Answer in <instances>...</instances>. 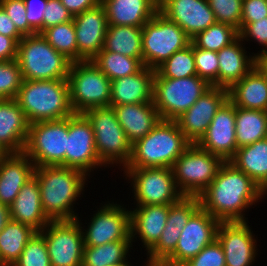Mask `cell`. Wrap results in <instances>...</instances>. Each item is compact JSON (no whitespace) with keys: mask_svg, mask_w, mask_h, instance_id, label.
Segmentation results:
<instances>
[{"mask_svg":"<svg viewBox=\"0 0 267 266\" xmlns=\"http://www.w3.org/2000/svg\"><path fill=\"white\" fill-rule=\"evenodd\" d=\"M111 81L139 72L143 63L137 59L103 48L91 60Z\"/></svg>","mask_w":267,"mask_h":266,"instance_id":"8d00e7d4","label":"cell"},{"mask_svg":"<svg viewBox=\"0 0 267 266\" xmlns=\"http://www.w3.org/2000/svg\"><path fill=\"white\" fill-rule=\"evenodd\" d=\"M22 38H11L0 34V61L17 58L18 43Z\"/></svg>","mask_w":267,"mask_h":266,"instance_id":"816d5d0a","label":"cell"},{"mask_svg":"<svg viewBox=\"0 0 267 266\" xmlns=\"http://www.w3.org/2000/svg\"><path fill=\"white\" fill-rule=\"evenodd\" d=\"M107 201L94 211L87 228L81 226L85 246H100L131 238V212L120 204Z\"/></svg>","mask_w":267,"mask_h":266,"instance_id":"9a60e30c","label":"cell"},{"mask_svg":"<svg viewBox=\"0 0 267 266\" xmlns=\"http://www.w3.org/2000/svg\"><path fill=\"white\" fill-rule=\"evenodd\" d=\"M34 176L46 216L51 221L75 220L78 214L73 204L83 194L88 176L81 170L62 166L35 167Z\"/></svg>","mask_w":267,"mask_h":266,"instance_id":"7a4b0ae2","label":"cell"},{"mask_svg":"<svg viewBox=\"0 0 267 266\" xmlns=\"http://www.w3.org/2000/svg\"><path fill=\"white\" fill-rule=\"evenodd\" d=\"M35 165L23 152L0 155V202L10 206L22 186L34 176Z\"/></svg>","mask_w":267,"mask_h":266,"instance_id":"cb8c5ba5","label":"cell"},{"mask_svg":"<svg viewBox=\"0 0 267 266\" xmlns=\"http://www.w3.org/2000/svg\"><path fill=\"white\" fill-rule=\"evenodd\" d=\"M229 162L261 187L267 181V138L238 148Z\"/></svg>","mask_w":267,"mask_h":266,"instance_id":"1f68e13d","label":"cell"},{"mask_svg":"<svg viewBox=\"0 0 267 266\" xmlns=\"http://www.w3.org/2000/svg\"><path fill=\"white\" fill-rule=\"evenodd\" d=\"M72 16L81 14L85 10L94 8L102 3V0H60Z\"/></svg>","mask_w":267,"mask_h":266,"instance_id":"f5cc1de1","label":"cell"},{"mask_svg":"<svg viewBox=\"0 0 267 266\" xmlns=\"http://www.w3.org/2000/svg\"><path fill=\"white\" fill-rule=\"evenodd\" d=\"M0 34L11 38H23L24 36L18 31L14 22L7 15L5 10L0 6Z\"/></svg>","mask_w":267,"mask_h":266,"instance_id":"db71d44e","label":"cell"},{"mask_svg":"<svg viewBox=\"0 0 267 266\" xmlns=\"http://www.w3.org/2000/svg\"><path fill=\"white\" fill-rule=\"evenodd\" d=\"M190 43L191 39L180 26L157 11L142 26L143 65L156 70Z\"/></svg>","mask_w":267,"mask_h":266,"instance_id":"ba28073f","label":"cell"},{"mask_svg":"<svg viewBox=\"0 0 267 266\" xmlns=\"http://www.w3.org/2000/svg\"><path fill=\"white\" fill-rule=\"evenodd\" d=\"M13 266H51L46 240L36 232Z\"/></svg>","mask_w":267,"mask_h":266,"instance_id":"60d3db41","label":"cell"},{"mask_svg":"<svg viewBox=\"0 0 267 266\" xmlns=\"http://www.w3.org/2000/svg\"><path fill=\"white\" fill-rule=\"evenodd\" d=\"M22 83L17 60L0 61V99L15 98Z\"/></svg>","mask_w":267,"mask_h":266,"instance_id":"b9f144b4","label":"cell"},{"mask_svg":"<svg viewBox=\"0 0 267 266\" xmlns=\"http://www.w3.org/2000/svg\"><path fill=\"white\" fill-rule=\"evenodd\" d=\"M194 60L197 76L206 80L211 86L218 87L219 60L217 52L194 45Z\"/></svg>","mask_w":267,"mask_h":266,"instance_id":"7bdbcfd3","label":"cell"},{"mask_svg":"<svg viewBox=\"0 0 267 266\" xmlns=\"http://www.w3.org/2000/svg\"><path fill=\"white\" fill-rule=\"evenodd\" d=\"M15 100L29 124L60 120L74 114L67 79L23 80Z\"/></svg>","mask_w":267,"mask_h":266,"instance_id":"3957f363","label":"cell"},{"mask_svg":"<svg viewBox=\"0 0 267 266\" xmlns=\"http://www.w3.org/2000/svg\"><path fill=\"white\" fill-rule=\"evenodd\" d=\"M0 6L5 10L16 28L23 36L33 35L36 32L30 27L26 18L24 0H0Z\"/></svg>","mask_w":267,"mask_h":266,"instance_id":"f6af8a7d","label":"cell"},{"mask_svg":"<svg viewBox=\"0 0 267 266\" xmlns=\"http://www.w3.org/2000/svg\"><path fill=\"white\" fill-rule=\"evenodd\" d=\"M243 42L238 38L217 52L219 88L230 89L258 63V58L253 53L247 55Z\"/></svg>","mask_w":267,"mask_h":266,"instance_id":"83f0119b","label":"cell"},{"mask_svg":"<svg viewBox=\"0 0 267 266\" xmlns=\"http://www.w3.org/2000/svg\"><path fill=\"white\" fill-rule=\"evenodd\" d=\"M108 25L143 26L158 11V0H102Z\"/></svg>","mask_w":267,"mask_h":266,"instance_id":"4dcf8cb0","label":"cell"},{"mask_svg":"<svg viewBox=\"0 0 267 266\" xmlns=\"http://www.w3.org/2000/svg\"><path fill=\"white\" fill-rule=\"evenodd\" d=\"M239 38V31L235 27L218 23L211 25L206 30L198 33L191 42L198 48L218 52L231 45Z\"/></svg>","mask_w":267,"mask_h":266,"instance_id":"ab89813d","label":"cell"},{"mask_svg":"<svg viewBox=\"0 0 267 266\" xmlns=\"http://www.w3.org/2000/svg\"><path fill=\"white\" fill-rule=\"evenodd\" d=\"M158 11L192 39L216 23L207 0H158Z\"/></svg>","mask_w":267,"mask_h":266,"instance_id":"44dd1931","label":"cell"},{"mask_svg":"<svg viewBox=\"0 0 267 266\" xmlns=\"http://www.w3.org/2000/svg\"><path fill=\"white\" fill-rule=\"evenodd\" d=\"M67 80L74 113L110 107L111 80L91 60L72 62Z\"/></svg>","mask_w":267,"mask_h":266,"instance_id":"52a82bcc","label":"cell"},{"mask_svg":"<svg viewBox=\"0 0 267 266\" xmlns=\"http://www.w3.org/2000/svg\"><path fill=\"white\" fill-rule=\"evenodd\" d=\"M112 266H132L130 265V263L128 262V260L120 263V264H117V265H112ZM145 266H149V264H146Z\"/></svg>","mask_w":267,"mask_h":266,"instance_id":"680465c9","label":"cell"},{"mask_svg":"<svg viewBox=\"0 0 267 266\" xmlns=\"http://www.w3.org/2000/svg\"><path fill=\"white\" fill-rule=\"evenodd\" d=\"M224 161L197 144H191L172 168L177 189L183 196L198 197L213 181Z\"/></svg>","mask_w":267,"mask_h":266,"instance_id":"9c48e42d","label":"cell"},{"mask_svg":"<svg viewBox=\"0 0 267 266\" xmlns=\"http://www.w3.org/2000/svg\"><path fill=\"white\" fill-rule=\"evenodd\" d=\"M29 125L15 98L0 99V153H23Z\"/></svg>","mask_w":267,"mask_h":266,"instance_id":"603a6c76","label":"cell"},{"mask_svg":"<svg viewBox=\"0 0 267 266\" xmlns=\"http://www.w3.org/2000/svg\"><path fill=\"white\" fill-rule=\"evenodd\" d=\"M10 220V207L0 202V232L5 228L6 224Z\"/></svg>","mask_w":267,"mask_h":266,"instance_id":"11a10c76","label":"cell"},{"mask_svg":"<svg viewBox=\"0 0 267 266\" xmlns=\"http://www.w3.org/2000/svg\"><path fill=\"white\" fill-rule=\"evenodd\" d=\"M41 35L57 52L65 55L70 61H85L78 54L73 21L48 27L41 32Z\"/></svg>","mask_w":267,"mask_h":266,"instance_id":"74e56055","label":"cell"},{"mask_svg":"<svg viewBox=\"0 0 267 266\" xmlns=\"http://www.w3.org/2000/svg\"><path fill=\"white\" fill-rule=\"evenodd\" d=\"M83 114L92 125L95 148L101 163L105 167L119 165L124 169L131 157L132 143L118 122L113 108H92Z\"/></svg>","mask_w":267,"mask_h":266,"instance_id":"8992f818","label":"cell"},{"mask_svg":"<svg viewBox=\"0 0 267 266\" xmlns=\"http://www.w3.org/2000/svg\"><path fill=\"white\" fill-rule=\"evenodd\" d=\"M9 207L11 219L26 224L37 232L43 230L51 221L42 209L40 188L35 176L22 186Z\"/></svg>","mask_w":267,"mask_h":266,"instance_id":"f1b7e54d","label":"cell"},{"mask_svg":"<svg viewBox=\"0 0 267 266\" xmlns=\"http://www.w3.org/2000/svg\"><path fill=\"white\" fill-rule=\"evenodd\" d=\"M68 117L29 125L28 139L24 153L35 167H65L67 149Z\"/></svg>","mask_w":267,"mask_h":266,"instance_id":"8fae6325","label":"cell"},{"mask_svg":"<svg viewBox=\"0 0 267 266\" xmlns=\"http://www.w3.org/2000/svg\"><path fill=\"white\" fill-rule=\"evenodd\" d=\"M217 240L222 245L226 266H251L258 255L257 240L248 221L220 222Z\"/></svg>","mask_w":267,"mask_h":266,"instance_id":"d6986e66","label":"cell"},{"mask_svg":"<svg viewBox=\"0 0 267 266\" xmlns=\"http://www.w3.org/2000/svg\"><path fill=\"white\" fill-rule=\"evenodd\" d=\"M26 18L30 27L36 32L43 31V16L48 0H24Z\"/></svg>","mask_w":267,"mask_h":266,"instance_id":"f907efd6","label":"cell"},{"mask_svg":"<svg viewBox=\"0 0 267 266\" xmlns=\"http://www.w3.org/2000/svg\"><path fill=\"white\" fill-rule=\"evenodd\" d=\"M155 72L144 66L135 74L111 81L110 105L153 102Z\"/></svg>","mask_w":267,"mask_h":266,"instance_id":"d4e9b609","label":"cell"},{"mask_svg":"<svg viewBox=\"0 0 267 266\" xmlns=\"http://www.w3.org/2000/svg\"><path fill=\"white\" fill-rule=\"evenodd\" d=\"M16 60L23 80L67 79L72 64L41 33L24 36L19 41Z\"/></svg>","mask_w":267,"mask_h":266,"instance_id":"5b68a950","label":"cell"},{"mask_svg":"<svg viewBox=\"0 0 267 266\" xmlns=\"http://www.w3.org/2000/svg\"><path fill=\"white\" fill-rule=\"evenodd\" d=\"M216 22L229 24L240 31L243 0H207Z\"/></svg>","mask_w":267,"mask_h":266,"instance_id":"ee69618b","label":"cell"},{"mask_svg":"<svg viewBox=\"0 0 267 266\" xmlns=\"http://www.w3.org/2000/svg\"><path fill=\"white\" fill-rule=\"evenodd\" d=\"M219 224V220L200 207L183 227L175 250L160 265L183 266L217 239Z\"/></svg>","mask_w":267,"mask_h":266,"instance_id":"5bb4252c","label":"cell"},{"mask_svg":"<svg viewBox=\"0 0 267 266\" xmlns=\"http://www.w3.org/2000/svg\"><path fill=\"white\" fill-rule=\"evenodd\" d=\"M261 198L266 197L267 195V181L260 187Z\"/></svg>","mask_w":267,"mask_h":266,"instance_id":"6f0895ef","label":"cell"},{"mask_svg":"<svg viewBox=\"0 0 267 266\" xmlns=\"http://www.w3.org/2000/svg\"><path fill=\"white\" fill-rule=\"evenodd\" d=\"M103 49L137 58L143 63L142 26L108 25Z\"/></svg>","mask_w":267,"mask_h":266,"instance_id":"d6a6232c","label":"cell"},{"mask_svg":"<svg viewBox=\"0 0 267 266\" xmlns=\"http://www.w3.org/2000/svg\"><path fill=\"white\" fill-rule=\"evenodd\" d=\"M212 86L197 75L154 78L153 103L161 120L175 121Z\"/></svg>","mask_w":267,"mask_h":266,"instance_id":"30bf717a","label":"cell"},{"mask_svg":"<svg viewBox=\"0 0 267 266\" xmlns=\"http://www.w3.org/2000/svg\"><path fill=\"white\" fill-rule=\"evenodd\" d=\"M126 180H130L136 206L172 205L183 195L177 189L172 168H124Z\"/></svg>","mask_w":267,"mask_h":266,"instance_id":"7c38bea8","label":"cell"},{"mask_svg":"<svg viewBox=\"0 0 267 266\" xmlns=\"http://www.w3.org/2000/svg\"><path fill=\"white\" fill-rule=\"evenodd\" d=\"M78 54L92 60L103 48L108 28L106 11L102 4L73 17Z\"/></svg>","mask_w":267,"mask_h":266,"instance_id":"7402d4cb","label":"cell"},{"mask_svg":"<svg viewBox=\"0 0 267 266\" xmlns=\"http://www.w3.org/2000/svg\"><path fill=\"white\" fill-rule=\"evenodd\" d=\"M73 21L72 14L60 0H48L43 16V30L48 27Z\"/></svg>","mask_w":267,"mask_h":266,"instance_id":"c3c4849f","label":"cell"},{"mask_svg":"<svg viewBox=\"0 0 267 266\" xmlns=\"http://www.w3.org/2000/svg\"><path fill=\"white\" fill-rule=\"evenodd\" d=\"M117 120L133 144L147 135L161 120L153 102L110 105Z\"/></svg>","mask_w":267,"mask_h":266,"instance_id":"f546056e","label":"cell"},{"mask_svg":"<svg viewBox=\"0 0 267 266\" xmlns=\"http://www.w3.org/2000/svg\"><path fill=\"white\" fill-rule=\"evenodd\" d=\"M82 222L75 220L50 221L40 231L46 240L51 266H81L84 252Z\"/></svg>","mask_w":267,"mask_h":266,"instance_id":"4fadbf2b","label":"cell"},{"mask_svg":"<svg viewBox=\"0 0 267 266\" xmlns=\"http://www.w3.org/2000/svg\"><path fill=\"white\" fill-rule=\"evenodd\" d=\"M258 64L267 73V52L258 57Z\"/></svg>","mask_w":267,"mask_h":266,"instance_id":"9f6ffc18","label":"cell"},{"mask_svg":"<svg viewBox=\"0 0 267 266\" xmlns=\"http://www.w3.org/2000/svg\"><path fill=\"white\" fill-rule=\"evenodd\" d=\"M194 44L191 42L184 49L176 51L162 63L155 72L154 78H186L195 76Z\"/></svg>","mask_w":267,"mask_h":266,"instance_id":"f35d334b","label":"cell"},{"mask_svg":"<svg viewBox=\"0 0 267 266\" xmlns=\"http://www.w3.org/2000/svg\"><path fill=\"white\" fill-rule=\"evenodd\" d=\"M190 145L176 121L160 120L147 135L132 144L125 168H171Z\"/></svg>","mask_w":267,"mask_h":266,"instance_id":"277c9868","label":"cell"},{"mask_svg":"<svg viewBox=\"0 0 267 266\" xmlns=\"http://www.w3.org/2000/svg\"><path fill=\"white\" fill-rule=\"evenodd\" d=\"M239 38L245 41H256L259 46H264V49L254 54L257 58L267 52V17H264L256 22L246 24L239 31ZM252 39V40H251Z\"/></svg>","mask_w":267,"mask_h":266,"instance_id":"7dc6e473","label":"cell"},{"mask_svg":"<svg viewBox=\"0 0 267 266\" xmlns=\"http://www.w3.org/2000/svg\"><path fill=\"white\" fill-rule=\"evenodd\" d=\"M198 198L200 207L220 222L248 221L245 210L262 199L260 187L229 161Z\"/></svg>","mask_w":267,"mask_h":266,"instance_id":"6da1fadb","label":"cell"},{"mask_svg":"<svg viewBox=\"0 0 267 266\" xmlns=\"http://www.w3.org/2000/svg\"><path fill=\"white\" fill-rule=\"evenodd\" d=\"M228 100V90L212 86L175 121L185 138L197 144L220 107Z\"/></svg>","mask_w":267,"mask_h":266,"instance_id":"e0dca14e","label":"cell"},{"mask_svg":"<svg viewBox=\"0 0 267 266\" xmlns=\"http://www.w3.org/2000/svg\"><path fill=\"white\" fill-rule=\"evenodd\" d=\"M37 231L11 219L0 232V266H13Z\"/></svg>","mask_w":267,"mask_h":266,"instance_id":"836d02e7","label":"cell"},{"mask_svg":"<svg viewBox=\"0 0 267 266\" xmlns=\"http://www.w3.org/2000/svg\"><path fill=\"white\" fill-rule=\"evenodd\" d=\"M235 134L237 147L267 138V112L235 106Z\"/></svg>","mask_w":267,"mask_h":266,"instance_id":"e575fe53","label":"cell"},{"mask_svg":"<svg viewBox=\"0 0 267 266\" xmlns=\"http://www.w3.org/2000/svg\"><path fill=\"white\" fill-rule=\"evenodd\" d=\"M133 209H130L132 244L138 237L148 252L157 243L166 226L169 205H144Z\"/></svg>","mask_w":267,"mask_h":266,"instance_id":"4316f807","label":"cell"},{"mask_svg":"<svg viewBox=\"0 0 267 266\" xmlns=\"http://www.w3.org/2000/svg\"><path fill=\"white\" fill-rule=\"evenodd\" d=\"M99 166L105 168L95 148L92 125L83 113H74L68 117L65 167L81 170L90 176L93 169Z\"/></svg>","mask_w":267,"mask_h":266,"instance_id":"2e32d148","label":"cell"},{"mask_svg":"<svg viewBox=\"0 0 267 266\" xmlns=\"http://www.w3.org/2000/svg\"><path fill=\"white\" fill-rule=\"evenodd\" d=\"M183 266H226L222 245L215 239Z\"/></svg>","mask_w":267,"mask_h":266,"instance_id":"bcb514c9","label":"cell"},{"mask_svg":"<svg viewBox=\"0 0 267 266\" xmlns=\"http://www.w3.org/2000/svg\"><path fill=\"white\" fill-rule=\"evenodd\" d=\"M264 17H267V0H243L240 30Z\"/></svg>","mask_w":267,"mask_h":266,"instance_id":"681fc988","label":"cell"},{"mask_svg":"<svg viewBox=\"0 0 267 266\" xmlns=\"http://www.w3.org/2000/svg\"><path fill=\"white\" fill-rule=\"evenodd\" d=\"M199 208L198 197L183 196L169 205L166 226L157 243L147 252V264L160 265L175 250L183 227Z\"/></svg>","mask_w":267,"mask_h":266,"instance_id":"ac0fdd59","label":"cell"},{"mask_svg":"<svg viewBox=\"0 0 267 266\" xmlns=\"http://www.w3.org/2000/svg\"><path fill=\"white\" fill-rule=\"evenodd\" d=\"M235 106L227 100L217 111L205 135L197 145L224 162L230 161L238 149L235 134Z\"/></svg>","mask_w":267,"mask_h":266,"instance_id":"ffe728a7","label":"cell"},{"mask_svg":"<svg viewBox=\"0 0 267 266\" xmlns=\"http://www.w3.org/2000/svg\"><path fill=\"white\" fill-rule=\"evenodd\" d=\"M228 100L236 107L267 112V73L258 63L228 89Z\"/></svg>","mask_w":267,"mask_h":266,"instance_id":"484cf974","label":"cell"},{"mask_svg":"<svg viewBox=\"0 0 267 266\" xmlns=\"http://www.w3.org/2000/svg\"><path fill=\"white\" fill-rule=\"evenodd\" d=\"M132 238L108 242L100 246H84L81 266H112L128 258L131 252Z\"/></svg>","mask_w":267,"mask_h":266,"instance_id":"d590c367","label":"cell"}]
</instances>
